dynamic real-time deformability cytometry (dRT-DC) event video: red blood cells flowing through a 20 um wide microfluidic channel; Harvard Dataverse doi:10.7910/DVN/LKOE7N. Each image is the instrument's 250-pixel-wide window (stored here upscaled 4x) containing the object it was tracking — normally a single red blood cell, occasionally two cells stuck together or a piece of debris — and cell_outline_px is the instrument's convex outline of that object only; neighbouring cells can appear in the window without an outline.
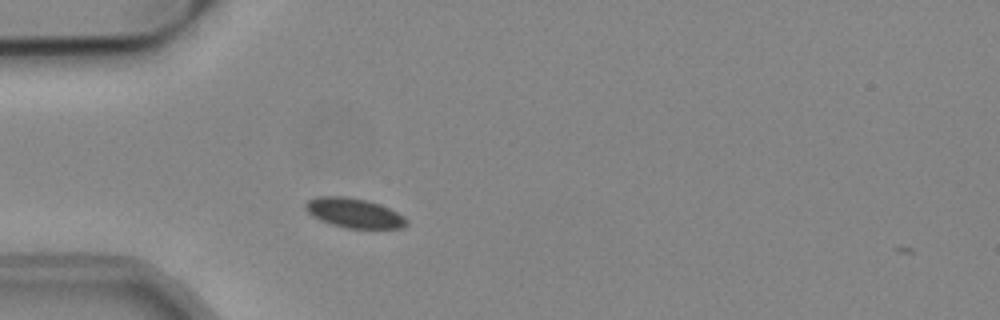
{"species": "common noctule bat (a hibernating species)", "species_latin": "Nyctalus noctula", "temperature_condition": "cold", "stored_images_in_passage": 39, "camera_frame_rate_fps": 3000, "um_per_image_px": 0.085, "animal": {"sex": "male", "body_mass_g": 19.2, "forearm_length_mm": 51.8}, "frame": {"image": 1, "passage_image": 1, "time_ms": 0.0, "image_size_px": [1000, 320], "cell_outline_px": [[408, 224], [404, 228], [348, 228], [332, 224], [320, 220], [312, 216], [304, 208], [304, 204], [308, 200], [316, 196], [344, 196], [364, 200], [380, 204], [404, 216], [408, 220]], "centroid_in_image_um": [30.08, 18.1], "position_along_channel_um": 54.9, "area_um2": 17.4}}
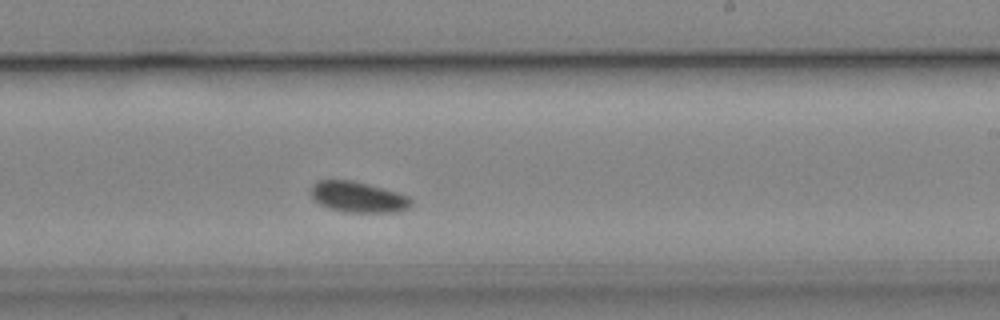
{"frame": {"image": 2, "passage_image": 18, "time_ms": 5.667, "image_size_px": [1000, 320], "cell_outline_px": [[412, 204], [408, 208], [400, 212], [344, 212], [320, 204], [308, 192], [312, 184], [316, 180], [352, 180], [368, 184], [396, 192], [408, 196], [412, 200]], "centroid_in_image_um": [30.42, 16.74], "position_along_channel_um": 258.6, "area_um2": 17.98}}
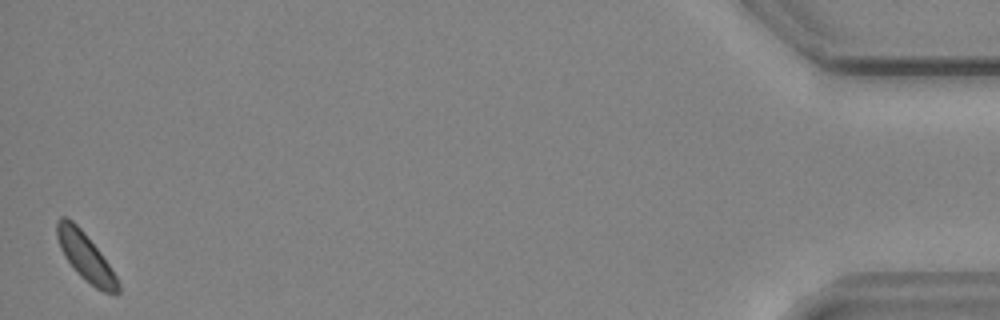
{"frame": {"image": 3, "passage_image": 39, "time_ms": 12.667, "image_size_px": [1000, 320], "cell_outline_px": [[120, 292], [104, 292], [96, 288], [80, 276], [76, 272], [64, 256], [60, 248], [56, 236], [56, 220], [60, 216], [64, 216], [72, 220], [84, 232], [100, 252], [116, 276], [120, 284]], "centroid_in_image_um": [7.23, 21.79], "position_along_channel_um": 428.0, "area_um2": 16.88}}